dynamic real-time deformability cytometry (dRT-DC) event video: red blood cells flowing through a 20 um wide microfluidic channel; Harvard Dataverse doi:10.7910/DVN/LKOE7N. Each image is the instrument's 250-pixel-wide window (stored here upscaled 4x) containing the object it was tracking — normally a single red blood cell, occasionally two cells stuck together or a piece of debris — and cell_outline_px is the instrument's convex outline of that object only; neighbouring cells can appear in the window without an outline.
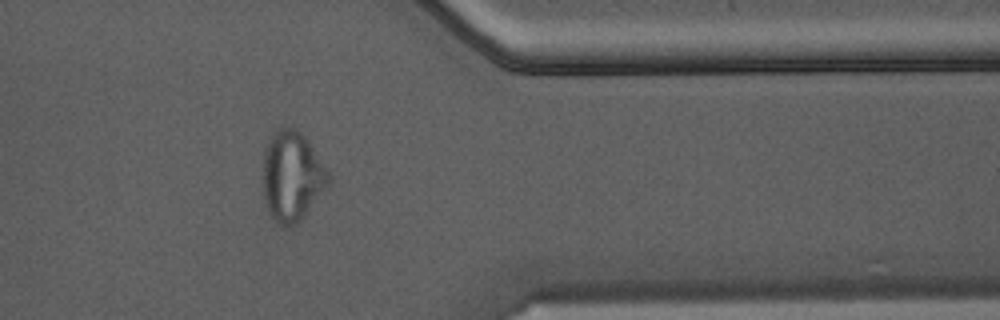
{"species": "Egyptian fruit bat (a non-hibernating species)", "species_latin": "Rousettus aegyptiacus", "temperature_condition": "warm", "stored_images_in_passage": 27, "camera_frame_rate_fps": 3000, "um_per_image_px": 0.085, "animal": {"sex": "male"}, "frame": {"image": 1, "passage_image": 23, "time_ms": 7.333, "image_size_px": [1000, 320], "cell_outline_px": [[328, 184], [304, 216], [296, 224], [280, 224], [268, 212], [264, 200], [260, 180], [260, 176], [264, 148], [272, 132], [284, 124], [296, 128], [308, 140], [328, 172]], "centroid_in_image_um": [24.73, 14.91], "position_along_channel_um": 386.7, "area_um2": 34.68}}